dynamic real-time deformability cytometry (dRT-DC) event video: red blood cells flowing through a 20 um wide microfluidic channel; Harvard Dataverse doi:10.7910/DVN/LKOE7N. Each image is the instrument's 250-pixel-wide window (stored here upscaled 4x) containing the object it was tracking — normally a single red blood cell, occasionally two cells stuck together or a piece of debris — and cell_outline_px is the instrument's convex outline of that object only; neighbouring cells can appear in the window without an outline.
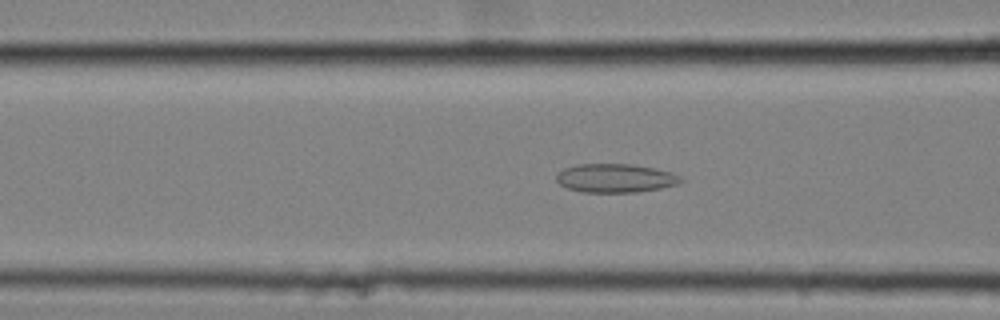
{"species": "common noctule bat (a hibernating species)", "species_latin": "Nyctalus noctula", "temperature_condition": "cold", "stored_images_in_passage": 46, "camera_frame_rate_fps": 3000, "um_per_image_px": 0.085, "animal": {"sex": "female", "body_mass_g": 25.1}, "frame": {"image": 1, "passage_image": 12, "time_ms": 3.667, "image_size_px": [1000, 320], "cell_outline_px": [[684, 180], [676, 184], [660, 188], [636, 192], [584, 192], [568, 188], [560, 184], [556, 180], [556, 176], [564, 168], [580, 164], [632, 164], [656, 168], [672, 172], [680, 176]], "centroid_in_image_um": [52.33, 15.13], "position_along_channel_um": 114.3, "area_um2": 20.69}}
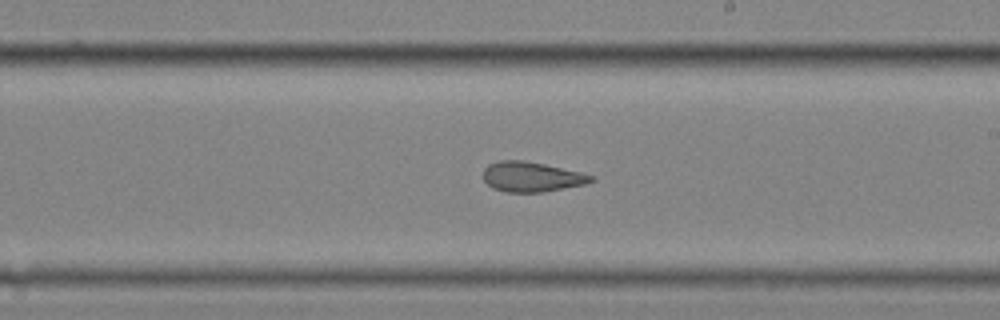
{"frame": {"image": 2, "passage_image": 23, "time_ms": 7.333, "image_size_px": [1000, 320], "cell_outline_px": [[596, 180], [584, 184], [544, 192], [504, 192], [492, 188], [484, 180], [484, 168], [488, 164], [500, 160], [524, 160], [544, 164], [580, 172], [596, 176]], "centroid_in_image_um": [45.18, 15.03], "position_along_channel_um": 243.8, "area_um2": 18.9}}
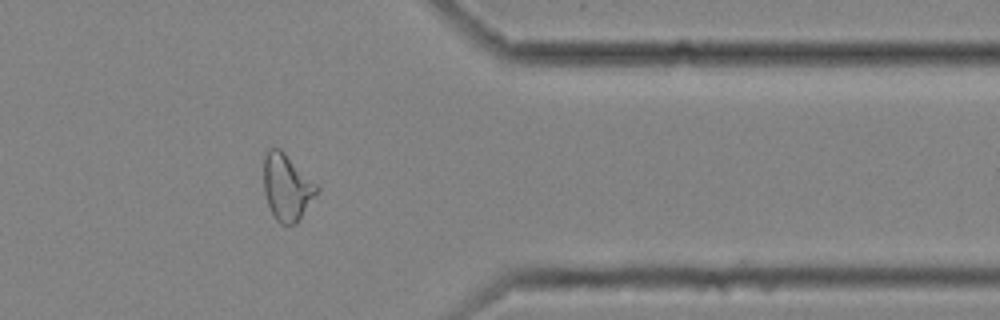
{"frame": {"image": 3, "passage_image": 36, "time_ms": 11.667, "image_size_px": [1000, 320], "cell_outline_px": [[320, 188], [296, 224], [280, 224], [276, 220], [268, 204], [264, 192], [264, 156], [268, 148], [280, 148]], "centroid_in_image_um": [24.36, 15.91], "position_along_channel_um": 387.0, "area_um2": 20.23}, "authors_computed_cell_mechanics": {"area_um2": 20.519, "velocity_mm_per_s": 3.5351, "shape_relaxation_time_tau1_ms": null, "shape_relaxation_time_tau2_ms": 2.3309, "deformation_change_tau1": null, "deformation_change_tau2": 0.0966}}